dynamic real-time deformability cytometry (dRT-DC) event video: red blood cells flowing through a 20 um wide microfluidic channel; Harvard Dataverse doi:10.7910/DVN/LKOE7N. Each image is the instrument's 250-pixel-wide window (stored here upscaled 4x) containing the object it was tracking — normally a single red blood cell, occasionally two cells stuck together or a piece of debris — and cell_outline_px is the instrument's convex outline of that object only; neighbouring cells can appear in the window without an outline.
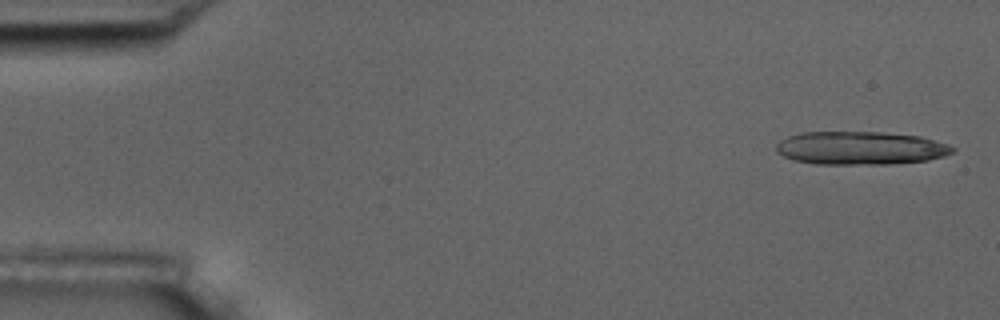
{"species": "common noctule bat (a hibernating species)", "species_latin": "Nyctalus noctula", "temperature_condition": "room temperature", "stored_images_in_passage": 5, "camera_frame_rate_fps": 3000, "um_per_image_px": 0.085, "animal": {"sex": "male", "body_mass_g": 17.5, "forearm_length_mm": 52.3}, "frame": {"image": 1, "passage_image": 1, "time_ms": 0.0, "image_size_px": [1000, 320], "cell_outline_px": [[956, 152], [944, 156], [928, 160], [888, 164], [816, 164], [792, 160], [776, 152], [776, 144], [780, 140], [788, 136], [800, 132], [880, 132], [920, 136], [948, 144], [956, 148]], "centroid_in_image_um": [73.14, 12.58], "position_along_channel_um": 11.9, "area_um2": 34.39}}